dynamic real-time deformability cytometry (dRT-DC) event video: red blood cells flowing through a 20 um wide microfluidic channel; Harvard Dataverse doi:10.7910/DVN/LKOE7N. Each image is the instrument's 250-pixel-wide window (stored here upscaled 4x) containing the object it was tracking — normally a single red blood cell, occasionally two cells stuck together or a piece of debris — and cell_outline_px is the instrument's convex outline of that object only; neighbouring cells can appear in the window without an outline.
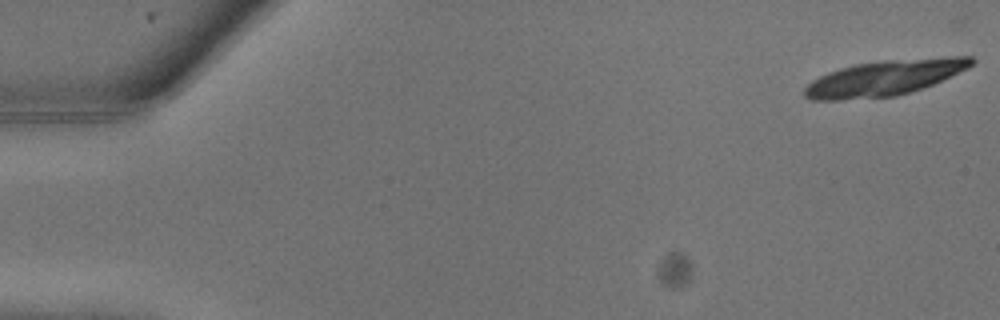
{"species": "common noctule bat (a hibernating species)", "species_latin": "Nyctalus noctula", "temperature_condition": "warm", "stored_images_in_passage": 10, "camera_frame_rate_fps": 3000, "um_per_image_px": 0.085, "animal": {"sex": "male", "body_mass_g": 13.3}, "frame": {"image": 1, "passage_image": 1, "time_ms": 0.0, "image_size_px": [1000, 320], "cell_outline_px": [[976, 60], [968, 68], [932, 84], [896, 96], [840, 100], [812, 100], [804, 96], [804, 88], [812, 80], [828, 72], [840, 68], [856, 64], [880, 60], [948, 56], [972, 56]], "centroid_in_image_um": [75.18, 6.6], "position_along_channel_um": 9.8, "area_um2": 34.45}}